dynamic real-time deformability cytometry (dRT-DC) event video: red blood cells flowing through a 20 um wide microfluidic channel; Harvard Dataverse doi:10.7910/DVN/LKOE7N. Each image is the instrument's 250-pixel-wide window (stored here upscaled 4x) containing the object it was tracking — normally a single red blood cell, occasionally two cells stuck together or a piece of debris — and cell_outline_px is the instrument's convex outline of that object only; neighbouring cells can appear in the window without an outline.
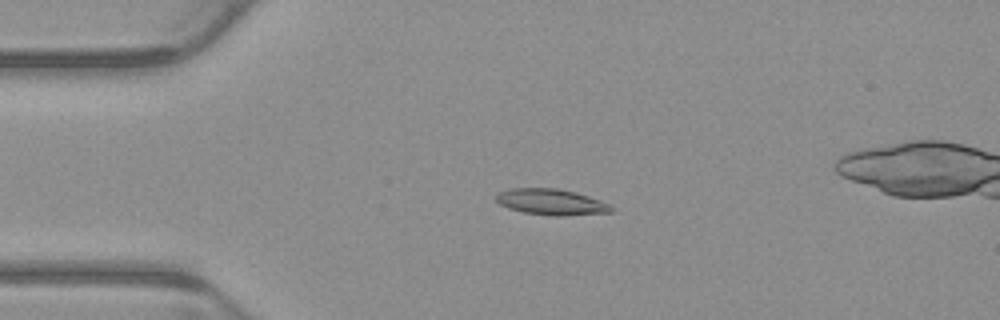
{"species": "common noctule bat (a hibernating species)", "species_latin": "Nyctalus noctula", "temperature_condition": "warm", "stored_images_in_passage": 5, "camera_frame_rate_fps": 3000, "um_per_image_px": 0.085, "animal": {"sex": "male", "body_mass_g": 23.1, "forearm_length_mm": 52.7}, "frame": {"image": 1, "passage_image": 3, "time_ms": 0.667, "image_size_px": [1000, 320], "cell_outline_px": [[612, 212], [564, 216], [556, 216], [524, 212], [508, 208], [500, 204], [496, 200], [496, 192], [512, 188], [556, 188], [576, 192], [600, 200], [608, 204], [612, 208]], "centroid_in_image_um": [46.83, 17.16], "position_along_channel_um": 38.2, "area_um2": 17.4}}